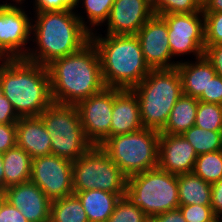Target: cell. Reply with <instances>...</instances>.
Listing matches in <instances>:
<instances>
[{"label":"cell","instance_id":"cell-37","mask_svg":"<svg viewBox=\"0 0 222 222\" xmlns=\"http://www.w3.org/2000/svg\"><path fill=\"white\" fill-rule=\"evenodd\" d=\"M0 222H29L22 213L5 198L0 203Z\"/></svg>","mask_w":222,"mask_h":222},{"label":"cell","instance_id":"cell-4","mask_svg":"<svg viewBox=\"0 0 222 222\" xmlns=\"http://www.w3.org/2000/svg\"><path fill=\"white\" fill-rule=\"evenodd\" d=\"M94 32L90 40L98 50L105 86L132 90L151 71L137 36L105 34L102 37L97 30Z\"/></svg>","mask_w":222,"mask_h":222},{"label":"cell","instance_id":"cell-39","mask_svg":"<svg viewBox=\"0 0 222 222\" xmlns=\"http://www.w3.org/2000/svg\"><path fill=\"white\" fill-rule=\"evenodd\" d=\"M19 118L10 101L3 95L0 98V124L17 123Z\"/></svg>","mask_w":222,"mask_h":222},{"label":"cell","instance_id":"cell-43","mask_svg":"<svg viewBox=\"0 0 222 222\" xmlns=\"http://www.w3.org/2000/svg\"><path fill=\"white\" fill-rule=\"evenodd\" d=\"M0 186L4 189L3 153L0 152Z\"/></svg>","mask_w":222,"mask_h":222},{"label":"cell","instance_id":"cell-30","mask_svg":"<svg viewBox=\"0 0 222 222\" xmlns=\"http://www.w3.org/2000/svg\"><path fill=\"white\" fill-rule=\"evenodd\" d=\"M155 15L195 13L202 10V0H153Z\"/></svg>","mask_w":222,"mask_h":222},{"label":"cell","instance_id":"cell-21","mask_svg":"<svg viewBox=\"0 0 222 222\" xmlns=\"http://www.w3.org/2000/svg\"><path fill=\"white\" fill-rule=\"evenodd\" d=\"M75 194L82 202L89 222H107L118 200L124 196L99 189L79 191Z\"/></svg>","mask_w":222,"mask_h":222},{"label":"cell","instance_id":"cell-34","mask_svg":"<svg viewBox=\"0 0 222 222\" xmlns=\"http://www.w3.org/2000/svg\"><path fill=\"white\" fill-rule=\"evenodd\" d=\"M33 3L35 12L74 11L80 7L78 6V0H34Z\"/></svg>","mask_w":222,"mask_h":222},{"label":"cell","instance_id":"cell-48","mask_svg":"<svg viewBox=\"0 0 222 222\" xmlns=\"http://www.w3.org/2000/svg\"><path fill=\"white\" fill-rule=\"evenodd\" d=\"M0 194H4V189L0 186Z\"/></svg>","mask_w":222,"mask_h":222},{"label":"cell","instance_id":"cell-18","mask_svg":"<svg viewBox=\"0 0 222 222\" xmlns=\"http://www.w3.org/2000/svg\"><path fill=\"white\" fill-rule=\"evenodd\" d=\"M142 128L144 127L136 94L133 90L114 88L110 137L136 132Z\"/></svg>","mask_w":222,"mask_h":222},{"label":"cell","instance_id":"cell-19","mask_svg":"<svg viewBox=\"0 0 222 222\" xmlns=\"http://www.w3.org/2000/svg\"><path fill=\"white\" fill-rule=\"evenodd\" d=\"M51 137L40 116L20 117L16 123V145L32 158L51 154Z\"/></svg>","mask_w":222,"mask_h":222},{"label":"cell","instance_id":"cell-36","mask_svg":"<svg viewBox=\"0 0 222 222\" xmlns=\"http://www.w3.org/2000/svg\"><path fill=\"white\" fill-rule=\"evenodd\" d=\"M16 146V123L0 124V152Z\"/></svg>","mask_w":222,"mask_h":222},{"label":"cell","instance_id":"cell-28","mask_svg":"<svg viewBox=\"0 0 222 222\" xmlns=\"http://www.w3.org/2000/svg\"><path fill=\"white\" fill-rule=\"evenodd\" d=\"M195 126L211 131H222V105L198 101Z\"/></svg>","mask_w":222,"mask_h":222},{"label":"cell","instance_id":"cell-7","mask_svg":"<svg viewBox=\"0 0 222 222\" xmlns=\"http://www.w3.org/2000/svg\"><path fill=\"white\" fill-rule=\"evenodd\" d=\"M159 136L157 130L142 128L111 136L100 147L128 178L158 167Z\"/></svg>","mask_w":222,"mask_h":222},{"label":"cell","instance_id":"cell-44","mask_svg":"<svg viewBox=\"0 0 222 222\" xmlns=\"http://www.w3.org/2000/svg\"><path fill=\"white\" fill-rule=\"evenodd\" d=\"M209 222H222V217L216 216L214 219L210 220Z\"/></svg>","mask_w":222,"mask_h":222},{"label":"cell","instance_id":"cell-27","mask_svg":"<svg viewBox=\"0 0 222 222\" xmlns=\"http://www.w3.org/2000/svg\"><path fill=\"white\" fill-rule=\"evenodd\" d=\"M193 173L213 184L222 178V150L197 156Z\"/></svg>","mask_w":222,"mask_h":222},{"label":"cell","instance_id":"cell-40","mask_svg":"<svg viewBox=\"0 0 222 222\" xmlns=\"http://www.w3.org/2000/svg\"><path fill=\"white\" fill-rule=\"evenodd\" d=\"M211 207L216 216L222 217V178L211 184Z\"/></svg>","mask_w":222,"mask_h":222},{"label":"cell","instance_id":"cell-17","mask_svg":"<svg viewBox=\"0 0 222 222\" xmlns=\"http://www.w3.org/2000/svg\"><path fill=\"white\" fill-rule=\"evenodd\" d=\"M197 156L193 146L182 135L160 133L159 169L175 175L192 173Z\"/></svg>","mask_w":222,"mask_h":222},{"label":"cell","instance_id":"cell-6","mask_svg":"<svg viewBox=\"0 0 222 222\" xmlns=\"http://www.w3.org/2000/svg\"><path fill=\"white\" fill-rule=\"evenodd\" d=\"M124 196L149 218L178 209L177 175L154 168L127 178Z\"/></svg>","mask_w":222,"mask_h":222},{"label":"cell","instance_id":"cell-46","mask_svg":"<svg viewBox=\"0 0 222 222\" xmlns=\"http://www.w3.org/2000/svg\"><path fill=\"white\" fill-rule=\"evenodd\" d=\"M4 94H3V88H2V85H1V83H0V98L3 96Z\"/></svg>","mask_w":222,"mask_h":222},{"label":"cell","instance_id":"cell-15","mask_svg":"<svg viewBox=\"0 0 222 222\" xmlns=\"http://www.w3.org/2000/svg\"><path fill=\"white\" fill-rule=\"evenodd\" d=\"M154 15L150 0H115L107 23V34L136 35Z\"/></svg>","mask_w":222,"mask_h":222},{"label":"cell","instance_id":"cell-35","mask_svg":"<svg viewBox=\"0 0 222 222\" xmlns=\"http://www.w3.org/2000/svg\"><path fill=\"white\" fill-rule=\"evenodd\" d=\"M198 101L222 105V77L215 75Z\"/></svg>","mask_w":222,"mask_h":222},{"label":"cell","instance_id":"cell-3","mask_svg":"<svg viewBox=\"0 0 222 222\" xmlns=\"http://www.w3.org/2000/svg\"><path fill=\"white\" fill-rule=\"evenodd\" d=\"M0 83L19 117L39 116L53 103L47 67L25 58L0 59Z\"/></svg>","mask_w":222,"mask_h":222},{"label":"cell","instance_id":"cell-26","mask_svg":"<svg viewBox=\"0 0 222 222\" xmlns=\"http://www.w3.org/2000/svg\"><path fill=\"white\" fill-rule=\"evenodd\" d=\"M182 136L193 146L197 155L222 150V131L192 126Z\"/></svg>","mask_w":222,"mask_h":222},{"label":"cell","instance_id":"cell-23","mask_svg":"<svg viewBox=\"0 0 222 222\" xmlns=\"http://www.w3.org/2000/svg\"><path fill=\"white\" fill-rule=\"evenodd\" d=\"M198 99L182 95L173 106L165 127L160 133L182 135L195 125Z\"/></svg>","mask_w":222,"mask_h":222},{"label":"cell","instance_id":"cell-20","mask_svg":"<svg viewBox=\"0 0 222 222\" xmlns=\"http://www.w3.org/2000/svg\"><path fill=\"white\" fill-rule=\"evenodd\" d=\"M195 60V63L181 60L176 67L180 74L183 94L198 99L203 91H207V86L216 72L204 55Z\"/></svg>","mask_w":222,"mask_h":222},{"label":"cell","instance_id":"cell-11","mask_svg":"<svg viewBox=\"0 0 222 222\" xmlns=\"http://www.w3.org/2000/svg\"><path fill=\"white\" fill-rule=\"evenodd\" d=\"M14 3L0 4V59L25 58L32 41V19Z\"/></svg>","mask_w":222,"mask_h":222},{"label":"cell","instance_id":"cell-47","mask_svg":"<svg viewBox=\"0 0 222 222\" xmlns=\"http://www.w3.org/2000/svg\"><path fill=\"white\" fill-rule=\"evenodd\" d=\"M5 197H4V194H0V203H1V201L4 199Z\"/></svg>","mask_w":222,"mask_h":222},{"label":"cell","instance_id":"cell-5","mask_svg":"<svg viewBox=\"0 0 222 222\" xmlns=\"http://www.w3.org/2000/svg\"><path fill=\"white\" fill-rule=\"evenodd\" d=\"M132 90L139 102L143 127L159 132L165 127L173 106L183 95L177 67L151 69Z\"/></svg>","mask_w":222,"mask_h":222},{"label":"cell","instance_id":"cell-8","mask_svg":"<svg viewBox=\"0 0 222 222\" xmlns=\"http://www.w3.org/2000/svg\"><path fill=\"white\" fill-rule=\"evenodd\" d=\"M39 116L51 137V154L73 162L93 146L84 134L76 105L53 102Z\"/></svg>","mask_w":222,"mask_h":222},{"label":"cell","instance_id":"cell-29","mask_svg":"<svg viewBox=\"0 0 222 222\" xmlns=\"http://www.w3.org/2000/svg\"><path fill=\"white\" fill-rule=\"evenodd\" d=\"M84 6L88 25V31L94 33L96 26H101L109 18L111 8L115 0H81ZM78 0V5L81 2ZM94 26V28H92Z\"/></svg>","mask_w":222,"mask_h":222},{"label":"cell","instance_id":"cell-1","mask_svg":"<svg viewBox=\"0 0 222 222\" xmlns=\"http://www.w3.org/2000/svg\"><path fill=\"white\" fill-rule=\"evenodd\" d=\"M31 37L37 45L25 59L42 66L75 53L90 41L85 18L75 11L36 12ZM34 38V39H33Z\"/></svg>","mask_w":222,"mask_h":222},{"label":"cell","instance_id":"cell-10","mask_svg":"<svg viewBox=\"0 0 222 222\" xmlns=\"http://www.w3.org/2000/svg\"><path fill=\"white\" fill-rule=\"evenodd\" d=\"M168 25V42L172 57L192 54L199 58L204 55L205 33L204 14L177 13L160 15Z\"/></svg>","mask_w":222,"mask_h":222},{"label":"cell","instance_id":"cell-9","mask_svg":"<svg viewBox=\"0 0 222 222\" xmlns=\"http://www.w3.org/2000/svg\"><path fill=\"white\" fill-rule=\"evenodd\" d=\"M126 184L127 177L100 146H92L72 162L74 194L91 189L124 194Z\"/></svg>","mask_w":222,"mask_h":222},{"label":"cell","instance_id":"cell-24","mask_svg":"<svg viewBox=\"0 0 222 222\" xmlns=\"http://www.w3.org/2000/svg\"><path fill=\"white\" fill-rule=\"evenodd\" d=\"M180 205H211V184L192 173L177 175Z\"/></svg>","mask_w":222,"mask_h":222},{"label":"cell","instance_id":"cell-31","mask_svg":"<svg viewBox=\"0 0 222 222\" xmlns=\"http://www.w3.org/2000/svg\"><path fill=\"white\" fill-rule=\"evenodd\" d=\"M107 222H149V217L123 196L118 200Z\"/></svg>","mask_w":222,"mask_h":222},{"label":"cell","instance_id":"cell-12","mask_svg":"<svg viewBox=\"0 0 222 222\" xmlns=\"http://www.w3.org/2000/svg\"><path fill=\"white\" fill-rule=\"evenodd\" d=\"M30 180L51 200L74 194L72 162L53 154L32 159Z\"/></svg>","mask_w":222,"mask_h":222},{"label":"cell","instance_id":"cell-33","mask_svg":"<svg viewBox=\"0 0 222 222\" xmlns=\"http://www.w3.org/2000/svg\"><path fill=\"white\" fill-rule=\"evenodd\" d=\"M179 209L187 222H209L216 217L211 205H180Z\"/></svg>","mask_w":222,"mask_h":222},{"label":"cell","instance_id":"cell-16","mask_svg":"<svg viewBox=\"0 0 222 222\" xmlns=\"http://www.w3.org/2000/svg\"><path fill=\"white\" fill-rule=\"evenodd\" d=\"M4 197L29 222H49L51 200L31 180L9 186L4 190Z\"/></svg>","mask_w":222,"mask_h":222},{"label":"cell","instance_id":"cell-42","mask_svg":"<svg viewBox=\"0 0 222 222\" xmlns=\"http://www.w3.org/2000/svg\"><path fill=\"white\" fill-rule=\"evenodd\" d=\"M203 12H222V0H202Z\"/></svg>","mask_w":222,"mask_h":222},{"label":"cell","instance_id":"cell-13","mask_svg":"<svg viewBox=\"0 0 222 222\" xmlns=\"http://www.w3.org/2000/svg\"><path fill=\"white\" fill-rule=\"evenodd\" d=\"M113 105L114 88L111 87H105L76 105L84 134L93 146L102 145L110 137Z\"/></svg>","mask_w":222,"mask_h":222},{"label":"cell","instance_id":"cell-14","mask_svg":"<svg viewBox=\"0 0 222 222\" xmlns=\"http://www.w3.org/2000/svg\"><path fill=\"white\" fill-rule=\"evenodd\" d=\"M138 41L145 62L150 69H168L177 66L179 61L171 55L168 42V25L159 15H153L137 32Z\"/></svg>","mask_w":222,"mask_h":222},{"label":"cell","instance_id":"cell-22","mask_svg":"<svg viewBox=\"0 0 222 222\" xmlns=\"http://www.w3.org/2000/svg\"><path fill=\"white\" fill-rule=\"evenodd\" d=\"M32 159L17 145L3 153L4 190L30 180Z\"/></svg>","mask_w":222,"mask_h":222},{"label":"cell","instance_id":"cell-25","mask_svg":"<svg viewBox=\"0 0 222 222\" xmlns=\"http://www.w3.org/2000/svg\"><path fill=\"white\" fill-rule=\"evenodd\" d=\"M49 222H89L76 194L51 201Z\"/></svg>","mask_w":222,"mask_h":222},{"label":"cell","instance_id":"cell-38","mask_svg":"<svg viewBox=\"0 0 222 222\" xmlns=\"http://www.w3.org/2000/svg\"><path fill=\"white\" fill-rule=\"evenodd\" d=\"M204 57L210 62L216 75L222 77V44L205 45Z\"/></svg>","mask_w":222,"mask_h":222},{"label":"cell","instance_id":"cell-41","mask_svg":"<svg viewBox=\"0 0 222 222\" xmlns=\"http://www.w3.org/2000/svg\"><path fill=\"white\" fill-rule=\"evenodd\" d=\"M149 222H187L181 210L175 209L160 213L149 218Z\"/></svg>","mask_w":222,"mask_h":222},{"label":"cell","instance_id":"cell-32","mask_svg":"<svg viewBox=\"0 0 222 222\" xmlns=\"http://www.w3.org/2000/svg\"><path fill=\"white\" fill-rule=\"evenodd\" d=\"M205 45L222 44V12H203Z\"/></svg>","mask_w":222,"mask_h":222},{"label":"cell","instance_id":"cell-2","mask_svg":"<svg viewBox=\"0 0 222 222\" xmlns=\"http://www.w3.org/2000/svg\"><path fill=\"white\" fill-rule=\"evenodd\" d=\"M46 67L54 103L77 105L106 87L98 50L91 40L77 52L58 58Z\"/></svg>","mask_w":222,"mask_h":222},{"label":"cell","instance_id":"cell-45","mask_svg":"<svg viewBox=\"0 0 222 222\" xmlns=\"http://www.w3.org/2000/svg\"><path fill=\"white\" fill-rule=\"evenodd\" d=\"M13 2H16L15 5H22V3H24L25 0H12Z\"/></svg>","mask_w":222,"mask_h":222}]
</instances>
